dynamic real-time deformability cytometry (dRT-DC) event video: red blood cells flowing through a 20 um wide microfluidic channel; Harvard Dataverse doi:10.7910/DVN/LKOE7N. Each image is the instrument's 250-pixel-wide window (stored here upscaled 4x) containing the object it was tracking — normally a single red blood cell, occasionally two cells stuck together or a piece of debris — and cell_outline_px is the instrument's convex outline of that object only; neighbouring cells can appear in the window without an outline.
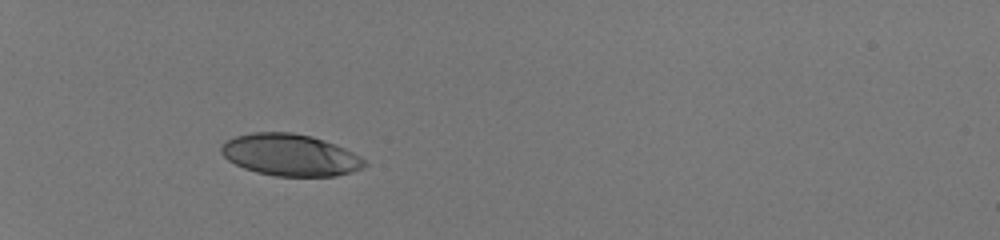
{"species": "human", "species_latin": "Homo sapiens", "temperature_condition": "room temperature", "stored_images_in_passage": 34, "camera_frame_rate_fps": 3000, "um_per_image_px": 0.085, "donor": {"sex": "male"}, "frame": {"image": 1, "passage_image": 1, "time_ms": 0.0, "image_size_px": [1000, 240], "cell_outline_px": [[368, 164], [364, 168], [352, 172], [336, 176], [276, 176], [256, 172], [244, 168], [228, 160], [220, 152], [220, 144], [236, 136], [252, 132], [292, 132], [312, 136], [344, 148], [368, 160]], "centroid_in_image_um": [24.68, 13.17], "position_along_channel_um": 60.3, "area_um2": 35.08}}
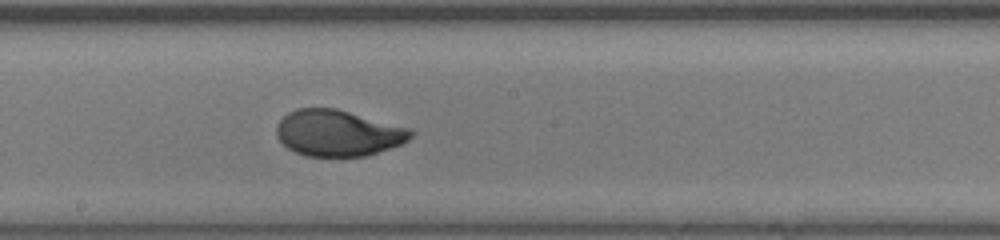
{"frame": {"image": 2, "passage_image": 15, "time_ms": 4.667, "image_size_px": [1000, 240], "cell_outline_px": [[416, 132], [408, 140], [400, 144], [364, 156], [304, 156], [288, 148], [276, 136], [276, 124], [288, 112], [296, 108], [336, 108], [412, 128]], "centroid_in_image_um": [28.73, 11.29], "position_along_channel_um": 219.5, "area_um2": 36.24}}
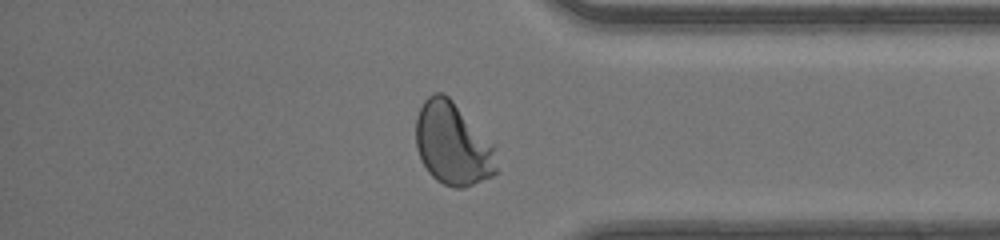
{"frame": {"image": 3, "passage_image": 28, "time_ms": 9.0, "image_size_px": [1000, 240], "cell_outline_px": [[496, 172], [492, 176], [464, 188], [456, 188], [444, 184], [436, 180], [428, 172], [420, 160], [416, 148], [416, 116], [424, 100], [428, 96], [436, 92], [444, 92], [496, 144]], "centroid_in_image_um": [38.49, 12.22], "position_along_channel_um": 396.7, "area_um2": 39.42}, "authors_computed_cell_mechanics": {"area_um2": 36.6452, "velocity_mm_per_s": 4.1562, "shape_relaxation_time_tau1_ms": 2.9065, "shape_relaxation_time_tau2_ms": null, "deformation_change_tau1": 0.1885, "deformation_change_tau2": null}}